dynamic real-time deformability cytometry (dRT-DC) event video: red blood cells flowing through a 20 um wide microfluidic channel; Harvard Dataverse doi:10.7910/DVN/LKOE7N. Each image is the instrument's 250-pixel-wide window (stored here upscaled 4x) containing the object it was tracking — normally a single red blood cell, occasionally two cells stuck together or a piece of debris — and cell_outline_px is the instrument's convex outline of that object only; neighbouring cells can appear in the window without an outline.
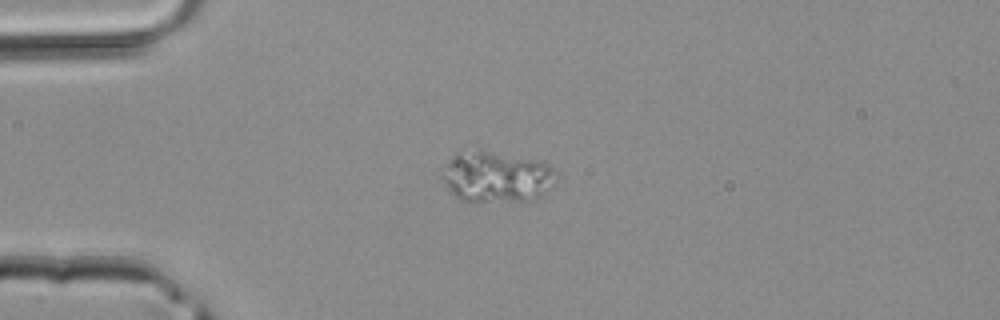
{"species": "common noctule bat (a hibernating species)", "species_latin": "Nyctalus noctula", "temperature_condition": "room temperature", "stored_images_in_passage": 2, "camera_frame_rate_fps": 3000, "um_per_image_px": 0.085, "animal": {"sex": "male", "body_mass_g": 20.4}, "frame": {"image": 1, "passage_image": 2, "time_ms": 0.333, "image_size_px": [1000, 320], "cell_outline_px": [[560, 176], [536, 200], [460, 200], [448, 188], [440, 176], [448, 160], [460, 148], [480, 144], [544, 164], [560, 172]], "centroid_in_image_um": [42.15, 14.91], "position_along_channel_um": 42.9, "area_um2": 34.97}}